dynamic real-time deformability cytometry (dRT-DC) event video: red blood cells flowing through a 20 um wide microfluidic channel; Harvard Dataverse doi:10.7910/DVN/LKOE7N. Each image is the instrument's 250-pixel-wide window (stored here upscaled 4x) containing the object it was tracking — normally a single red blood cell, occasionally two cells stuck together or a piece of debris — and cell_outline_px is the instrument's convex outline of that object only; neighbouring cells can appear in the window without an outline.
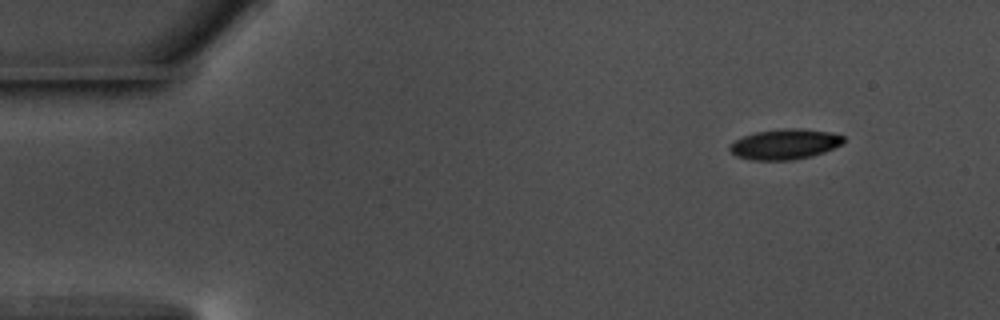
{"species": "common noctule bat (a hibernating species)", "species_latin": "Nyctalus noctula", "temperature_condition": "warm", "stored_images_in_passage": 51, "camera_frame_rate_fps": 3000, "um_per_image_px": 0.085, "animal": {"sex": "male", "body_mass_g": 17.5, "forearm_length_mm": 52.3}, "frame": {"image": 1, "passage_image": 1, "time_ms": 0.0, "image_size_px": [1000, 320], "cell_outline_px": [[844, 144], [824, 152], [812, 156], [792, 160], [752, 160], [736, 156], [728, 148], [736, 140], [744, 136], [756, 132], [780, 128], [804, 128], [828, 132], [844, 136]], "centroid_in_image_um": [66.74, 12.25], "position_along_channel_um": 18.3, "area_um2": 20.17}}
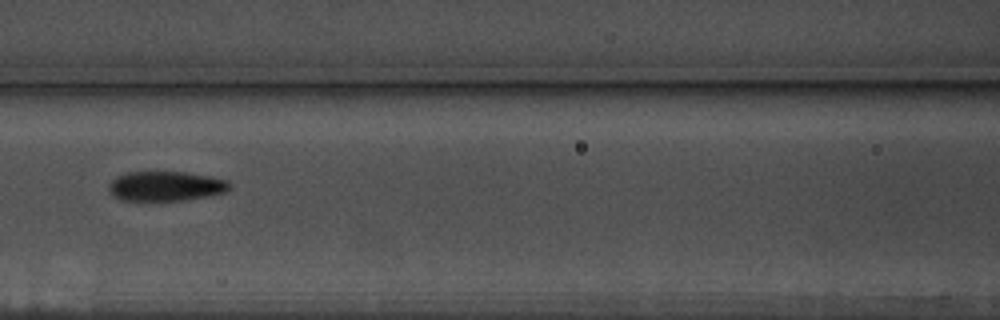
{"frame": {"image": 2, "passage_image": 20, "time_ms": 6.333, "image_size_px": [1000, 320], "cell_outline_px": [[232, 188], [228, 192], [184, 200], [124, 200], [112, 196], [108, 188], [108, 184], [116, 176], [124, 172], [184, 172], [212, 176], [228, 180], [232, 184]], "centroid_in_image_um": [14.12, 15.81], "position_along_channel_um": 152.5, "area_um2": 21.15}}
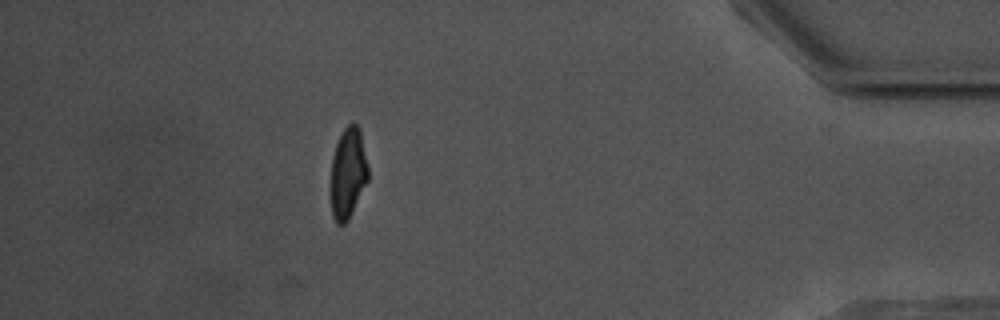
{"frame": {"image": 3, "passage_image": 45, "time_ms": 14.667, "image_size_px": [1000, 320], "cell_outline_px": [[368, 180], [348, 220], [344, 224], [336, 224], [332, 216], [332, 156], [336, 144], [344, 128], [352, 120], [360, 128], [368, 168]], "centroid_in_image_um": [29.59, 14.68], "position_along_channel_um": 405.6, "area_um2": 19.54}, "authors_computed_cell_mechanics": {"area_um2": 20.9236, "velocity_mm_per_s": 3.6325, "shape_relaxation_time_tau1_ms": 3.7581, "shape_relaxation_time_tau2_ms": 2.7242, "deformation_change_tau1": 0.125, "deformation_change_tau2": 0.0888}}